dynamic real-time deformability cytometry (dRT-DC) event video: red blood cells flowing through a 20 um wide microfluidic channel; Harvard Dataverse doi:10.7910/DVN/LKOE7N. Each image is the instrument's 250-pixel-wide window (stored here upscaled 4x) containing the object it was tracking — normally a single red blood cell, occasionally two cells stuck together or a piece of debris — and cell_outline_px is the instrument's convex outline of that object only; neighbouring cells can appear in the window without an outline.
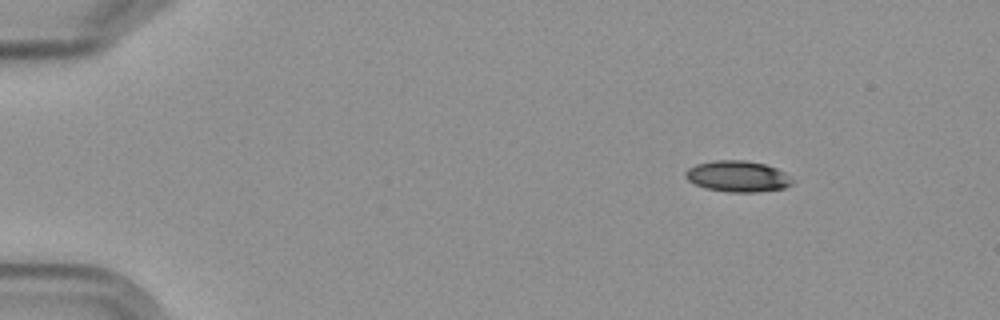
{"species": "Egyptian fruit bat (a non-hibernating species)", "species_latin": "Rousettus aegyptiacus", "temperature_condition": "cold", "stored_images_in_passage": 5, "camera_frame_rate_fps": 3000, "um_per_image_px": 0.085, "frame": {"image": 1, "passage_image": 2, "time_ms": 1.333, "image_size_px": [1000, 320], "cell_outline_px": [[792, 184], [784, 188], [760, 192], [728, 192], [704, 188], [688, 180], [684, 176], [684, 172], [688, 168], [696, 164], [716, 160], [744, 160], [764, 164], [776, 168], [784, 172], [792, 180]], "centroid_in_image_um": [62.67, 14.99], "position_along_channel_um": 22.3, "area_um2": 19.36}}
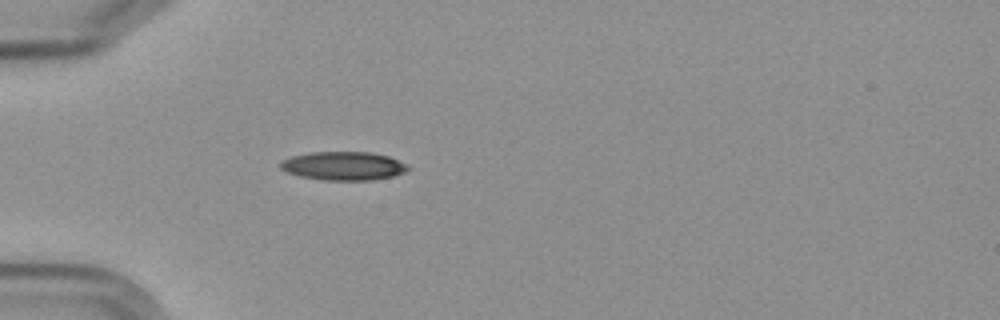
{"frame": {"image": 2, "passage_image": 5, "time_ms": 4.667, "image_size_px": [1000, 320], "cell_outline_px": [[408, 168], [404, 172], [392, 176], [372, 180], [324, 180], [300, 176], [288, 172], [280, 168], [280, 160], [292, 156], [308, 152], [368, 152], [388, 156], [408, 164]], "centroid_in_image_um": [29.17, 14.1], "position_along_channel_um": 55.8, "area_um2": 21.15}}